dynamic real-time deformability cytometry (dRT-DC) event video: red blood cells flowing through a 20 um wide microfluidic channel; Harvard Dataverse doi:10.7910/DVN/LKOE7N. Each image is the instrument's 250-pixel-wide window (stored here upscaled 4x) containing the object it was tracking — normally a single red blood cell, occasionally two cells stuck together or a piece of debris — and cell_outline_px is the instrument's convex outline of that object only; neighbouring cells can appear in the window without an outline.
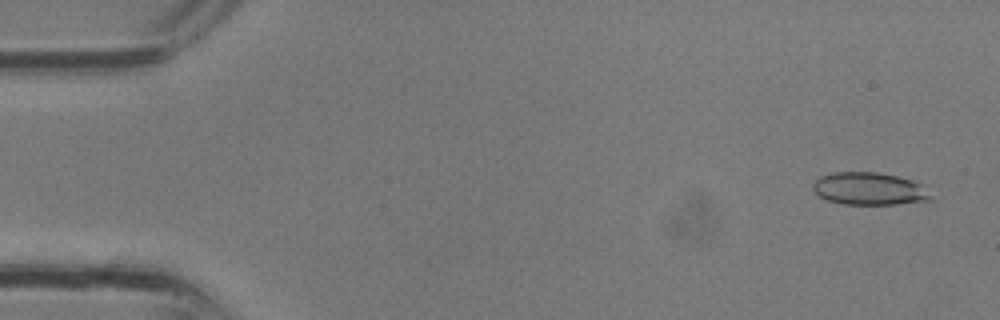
{"species": "common noctule bat (a hibernating species)", "species_latin": "Nyctalus noctula", "temperature_condition": "room temperature", "stored_images_in_passage": 15, "camera_frame_rate_fps": 3000, "um_per_image_px": 0.085, "animal": {"sex": "male", "body_mass_g": 13.3}, "frame": {"image": 1, "passage_image": 1, "time_ms": 0.0, "image_size_px": [1000, 320], "cell_outline_px": [[936, 200], [896, 204], [844, 204], [828, 200], [820, 196], [812, 188], [812, 184], [820, 176], [832, 172], [876, 172], [896, 176], [912, 180], [924, 184]], "centroid_in_image_um": [73.96, 16.04], "position_along_channel_um": 11.0, "area_um2": 22.6}}
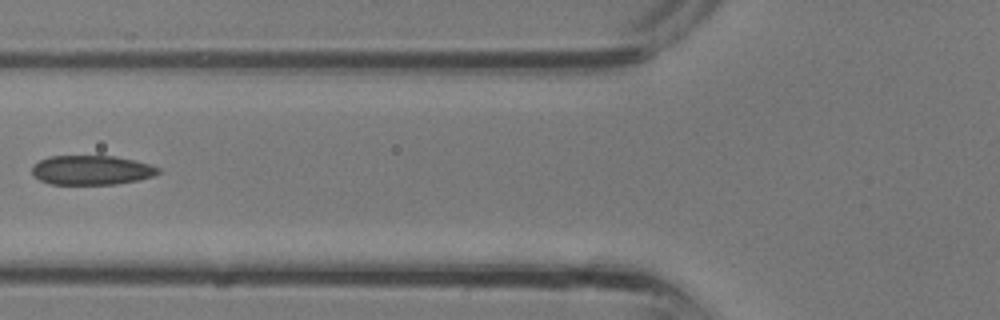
{"frame": {"image": 2, "passage_image": 12, "time_ms": 3.667, "image_size_px": [1000, 320], "cell_outline_px": [[160, 172], [152, 176], [136, 180], [116, 184], [52, 184], [40, 180], [32, 172], [32, 164], [48, 156], [116, 156], [148, 164], [160, 168]], "centroid_in_image_um": [7.75, 14.45], "position_along_channel_um": 118.0, "area_um2": 21.44}}
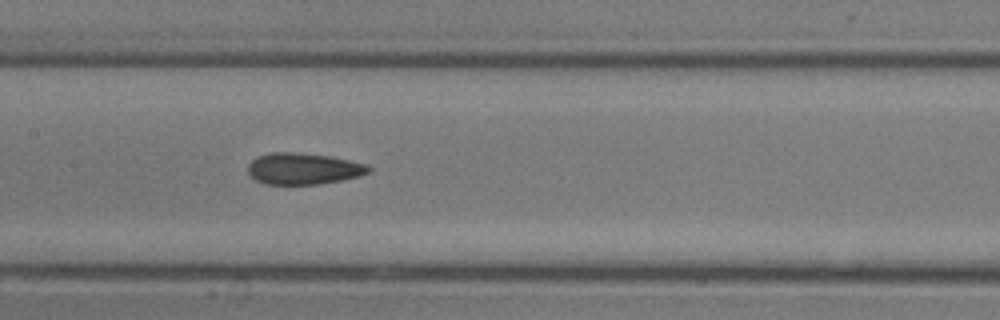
{"frame": {"image": 3, "passage_image": 15, "time_ms": 4.667, "image_size_px": [1000, 320], "cell_outline_px": [[372, 168], [368, 172], [360, 176], [340, 180], [316, 184], [264, 184], [256, 180], [248, 172], [248, 164], [256, 156], [272, 152], [296, 152], [332, 156], [368, 164]], "centroid_in_image_um": [25.79, 14.32], "position_along_channel_um": 181.6, "area_um2": 22.2}}